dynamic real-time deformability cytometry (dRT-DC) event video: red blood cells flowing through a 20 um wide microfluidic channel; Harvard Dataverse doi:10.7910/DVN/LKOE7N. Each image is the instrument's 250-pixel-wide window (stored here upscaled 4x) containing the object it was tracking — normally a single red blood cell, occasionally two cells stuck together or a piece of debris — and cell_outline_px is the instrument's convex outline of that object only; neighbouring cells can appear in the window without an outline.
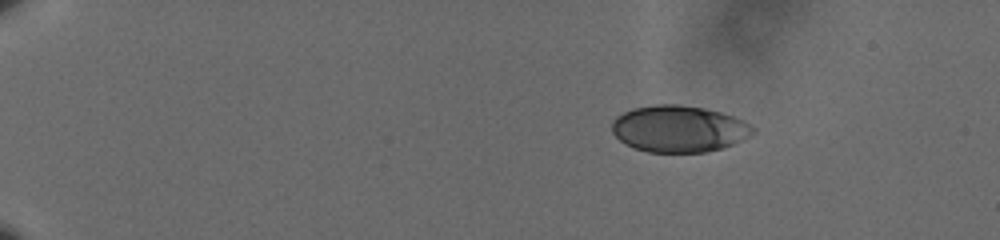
{"species": "human", "species_latin": "Homo sapiens", "temperature_condition": "cold", "stored_images_in_passage": 25, "camera_frame_rate_fps": 3000, "um_per_image_px": 0.085, "donor": {"sex": "male"}, "frame": {"image": 1, "passage_image": 1, "time_ms": 0.0, "image_size_px": [1000, 240], "cell_outline_px": [[756, 132], [732, 144], [708, 152], [648, 152], [624, 144], [612, 132], [612, 120], [616, 116], [632, 108], [652, 104], [680, 104], [704, 108], [720, 112], [732, 116], [756, 128]], "centroid_in_image_um": [57.66, 10.94], "position_along_channel_um": 27.3, "area_um2": 38.26}}
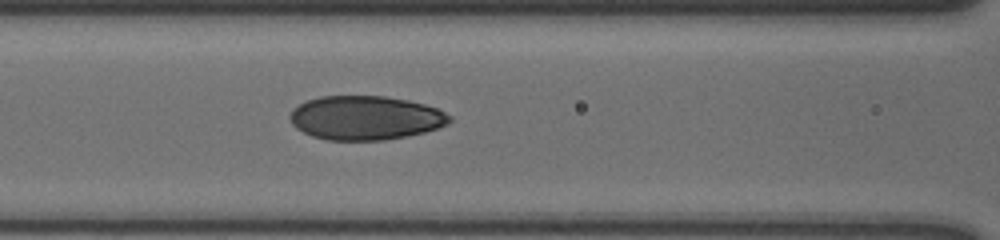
{"frame": {"image": 2, "passage_image": 18, "time_ms": 5.667, "image_size_px": [1000, 240], "cell_outline_px": [[452, 120], [448, 124], [424, 132], [408, 136], [384, 140], [328, 140], [312, 136], [296, 128], [292, 124], [288, 116], [300, 104], [308, 100], [320, 96], [384, 96], [408, 100], [424, 104], [436, 108], [452, 116]], "centroid_in_image_um": [31.08, 10.02], "position_along_channel_um": 135.5, "area_um2": 40.86}}
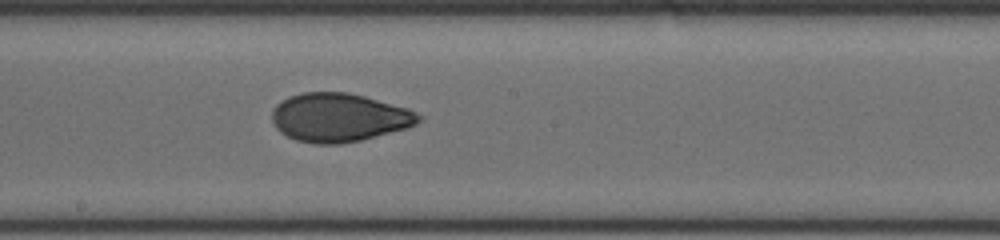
{"frame": {"image": 3, "passage_image": 25, "time_ms": 8.0, "image_size_px": [1000, 240], "cell_outline_px": [[424, 120], [408, 128], [360, 140], [340, 144], [316, 144], [296, 140], [280, 132], [276, 128], [272, 120], [272, 112], [276, 104], [288, 96], [300, 92], [348, 92], [364, 96], [408, 108], [424, 116]], "centroid_in_image_um": [28.84, 9.98], "position_along_channel_um": 219.4, "area_um2": 41.79}}